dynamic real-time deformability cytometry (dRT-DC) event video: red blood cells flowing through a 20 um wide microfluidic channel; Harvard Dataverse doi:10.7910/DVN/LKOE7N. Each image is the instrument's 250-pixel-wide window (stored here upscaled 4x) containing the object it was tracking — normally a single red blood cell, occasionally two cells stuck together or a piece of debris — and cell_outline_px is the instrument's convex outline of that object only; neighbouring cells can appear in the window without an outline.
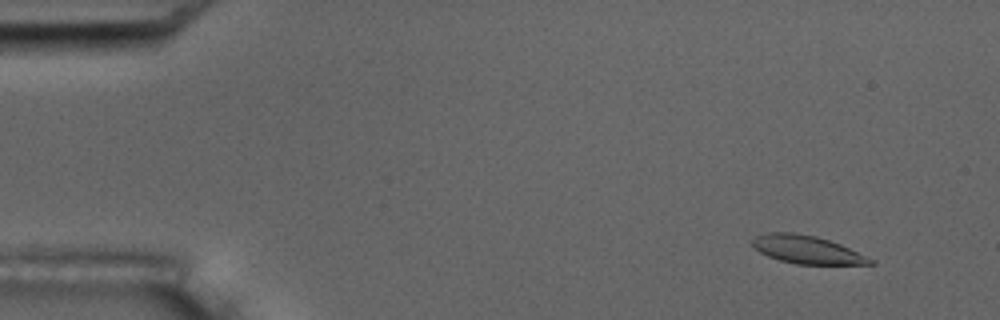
{"species": "common noctule bat (a hibernating species)", "species_latin": "Nyctalus noctula", "temperature_condition": "room temperature", "stored_images_in_passage": 5, "camera_frame_rate_fps": 3000, "um_per_image_px": 0.085, "animal": {"sex": "male", "body_mass_g": 17.5, "forearm_length_mm": 52.3}, "frame": {"image": 1, "passage_image": 2, "time_ms": 1.333, "image_size_px": [1000, 320], "cell_outline_px": [[876, 264], [796, 264], [780, 260], [768, 256], [760, 252], [752, 244], [752, 240], [756, 236], [768, 232], [792, 232], [816, 236], [840, 244], [876, 260]], "centroid_in_image_um": [68.61, 21.22], "position_along_channel_um": 16.4, "area_um2": 19.13}}
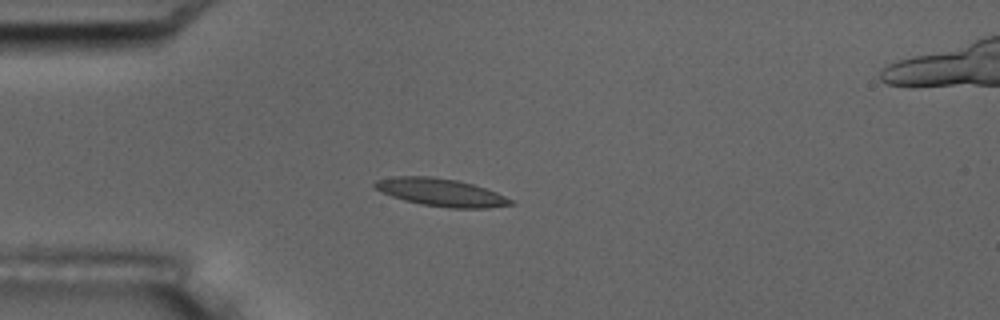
{"frame": {"image": 2, "passage_image": 5, "time_ms": 4.667, "image_size_px": [1000, 320], "cell_outline_px": [[516, 204], [488, 208], [448, 208], [420, 204], [404, 200], [392, 196], [376, 188], [372, 184], [376, 180], [392, 176], [432, 176], [460, 180], [496, 192], [512, 200]], "centroid_in_image_um": [37.48, 16.35], "position_along_channel_um": 47.5, "area_um2": 21.96}}